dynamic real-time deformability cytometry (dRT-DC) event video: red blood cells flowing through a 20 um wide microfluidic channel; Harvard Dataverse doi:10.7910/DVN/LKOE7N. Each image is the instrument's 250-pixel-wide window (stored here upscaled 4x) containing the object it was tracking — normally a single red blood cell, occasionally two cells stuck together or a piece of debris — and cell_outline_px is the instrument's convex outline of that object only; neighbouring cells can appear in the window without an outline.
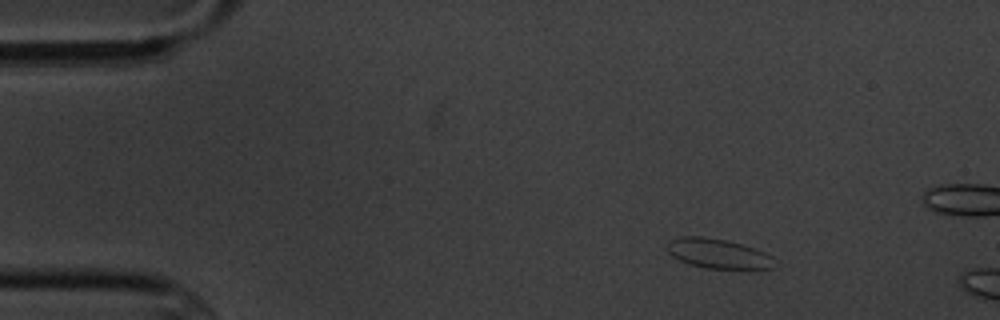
{"species": "common noctule bat (a hibernating species)", "species_latin": "Nyctalus noctula", "temperature_condition": "cold", "stored_images_in_passage": 3, "camera_frame_rate_fps": 3000, "um_per_image_px": 0.085, "animal": {"sex": "male", "body_mass_g": 20.1, "forearm_length_mm": 53.5}, "frame": {"image": 1, "passage_image": 1, "time_ms": 0.0, "image_size_px": [1000, 320], "cell_outline_px": [[780, 264], [776, 268], [748, 272], [704, 268], [680, 260], [672, 256], [668, 252], [668, 240], [680, 236], [704, 236], [728, 240], [764, 252], [772, 256]], "centroid_in_image_um": [61.18, 21.62], "position_along_channel_um": 23.8, "area_um2": 19.65}}